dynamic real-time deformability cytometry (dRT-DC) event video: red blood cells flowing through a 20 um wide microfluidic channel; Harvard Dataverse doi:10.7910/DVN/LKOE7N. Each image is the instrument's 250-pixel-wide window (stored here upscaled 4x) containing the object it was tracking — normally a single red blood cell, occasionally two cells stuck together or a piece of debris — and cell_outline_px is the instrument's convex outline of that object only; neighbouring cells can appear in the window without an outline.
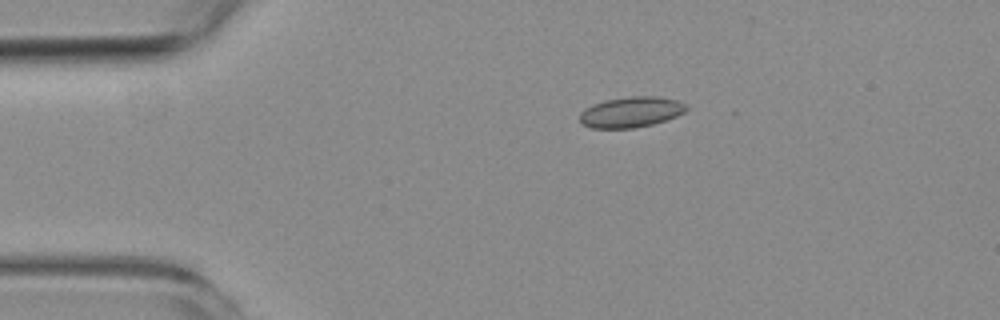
{"species": "common noctule bat (a hibernating species)", "species_latin": "Nyctalus noctula", "temperature_condition": "room temperature", "stored_images_in_passage": 4, "camera_frame_rate_fps": 3000, "um_per_image_px": 0.085, "animal": {"sex": "female", "body_mass_g": 19.3, "forearm_length_mm": 54.1}, "frame": {"image": 1, "passage_image": 2, "time_ms": 1.333, "image_size_px": [1000, 320], "cell_outline_px": [[688, 108], [684, 112], [676, 116], [652, 124], [632, 128], [592, 128], [584, 124], [580, 120], [580, 112], [584, 108], [592, 104], [604, 100], [632, 96], [656, 96], [676, 100], [684, 104]], "centroid_in_image_um": [53.6, 9.52], "position_along_channel_um": 31.4, "area_um2": 18.84}}
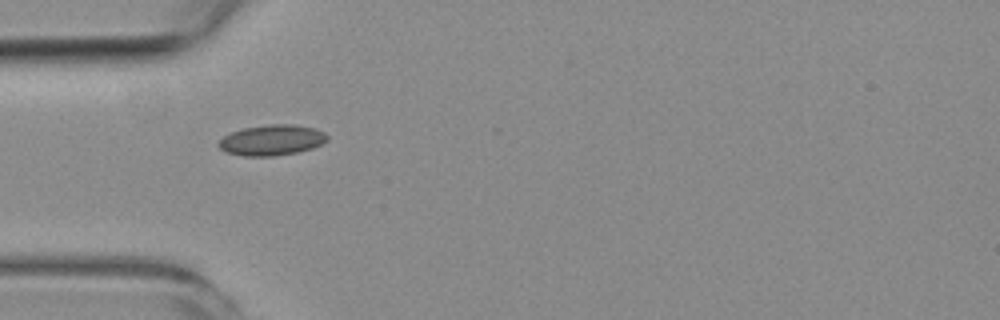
{"frame": {"image": 2, "passage_image": 4, "time_ms": 3.333, "image_size_px": [1000, 320], "cell_outline_px": [[328, 140], [312, 148], [296, 152], [272, 156], [244, 156], [228, 152], [220, 148], [216, 144], [224, 136], [232, 132], [244, 128], [272, 124], [292, 124], [316, 128], [324, 132], [328, 136]], "centroid_in_image_um": [23.12, 11.9], "position_along_channel_um": 61.9, "area_um2": 19.19}}